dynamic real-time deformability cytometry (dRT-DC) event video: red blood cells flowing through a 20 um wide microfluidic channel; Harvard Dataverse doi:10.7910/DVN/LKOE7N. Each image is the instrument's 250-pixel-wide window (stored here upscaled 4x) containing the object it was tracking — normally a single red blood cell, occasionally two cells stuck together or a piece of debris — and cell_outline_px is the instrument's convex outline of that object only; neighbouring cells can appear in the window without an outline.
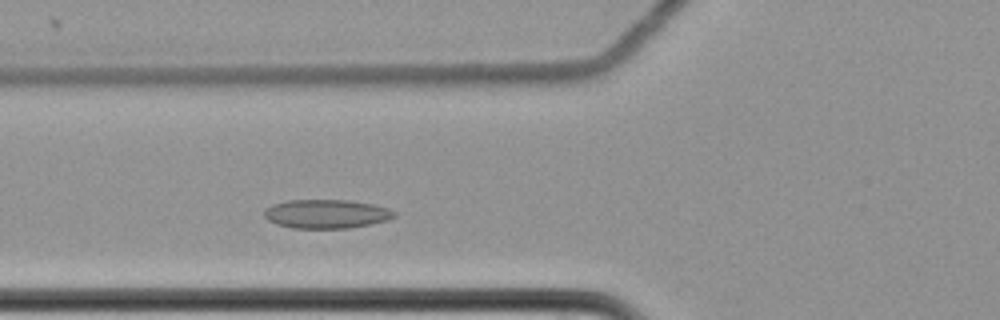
{"species": "common noctule bat (a hibernating species)", "species_latin": "Nyctalus noctula", "temperature_condition": "cold", "stored_images_in_passage": 41, "camera_frame_rate_fps": 3000, "um_per_image_px": 0.085, "animal": {"sex": "female", "body_mass_g": 22.7, "forearm_length_mm": 54.2}, "frame": {"image": 1, "passage_image": 12, "time_ms": 3.667, "image_size_px": [1000, 320], "cell_outline_px": [[396, 216], [388, 220], [372, 224], [348, 228], [292, 228], [276, 224], [268, 220], [264, 216], [264, 212], [272, 204], [288, 200], [348, 200], [376, 204], [388, 208], [396, 212]], "centroid_in_image_um": [27.78, 18.18], "position_along_channel_um": 98.0, "area_um2": 22.02}}
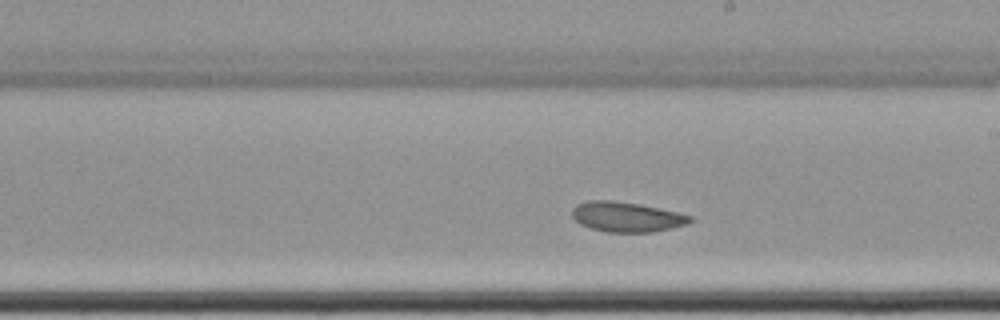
{"frame": {"image": 2, "passage_image": 24, "time_ms": 7.667, "image_size_px": [1000, 320], "cell_outline_px": [[692, 220], [688, 224], [652, 232], [604, 232], [588, 228], [580, 224], [572, 216], [572, 208], [576, 204], [588, 200], [612, 200], [640, 204], [676, 212], [692, 216]], "centroid_in_image_um": [53.21, 18.43], "position_along_channel_um": 235.8, "area_um2": 20.69}}
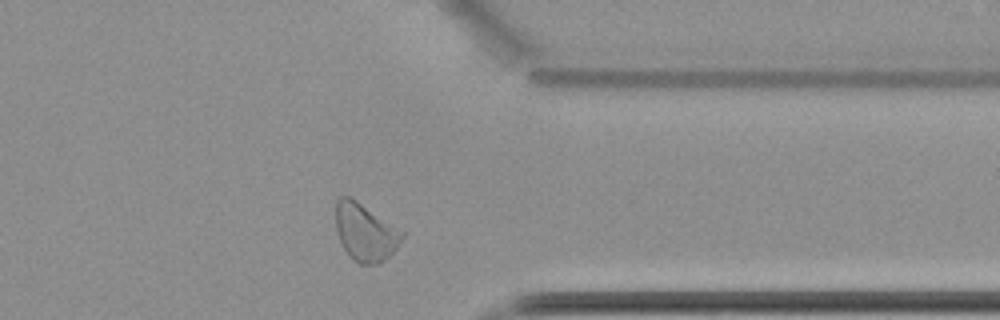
{"frame": {"image": 3, "passage_image": 37, "time_ms": 12.0, "image_size_px": [1000, 320], "cell_outline_px": [[404, 236], [396, 248], [380, 264], [360, 264], [352, 260], [344, 248], [340, 240], [336, 228], [336, 200], [340, 196], [348, 196], [356, 200], [404, 232]], "centroid_in_image_um": [31.03, 19.75], "position_along_channel_um": 380.4, "area_um2": 21.96}, "authors_computed_cell_mechanics": {"area_um2": 21.2704, "velocity_mm_per_s": 3.4495, "shape_relaxation_time_tau1_ms": 9.9849, "shape_relaxation_time_tau2_ms": 3.9207, "deformation_change_tau1": 0.1044, "deformation_change_tau2": 0.0739}}